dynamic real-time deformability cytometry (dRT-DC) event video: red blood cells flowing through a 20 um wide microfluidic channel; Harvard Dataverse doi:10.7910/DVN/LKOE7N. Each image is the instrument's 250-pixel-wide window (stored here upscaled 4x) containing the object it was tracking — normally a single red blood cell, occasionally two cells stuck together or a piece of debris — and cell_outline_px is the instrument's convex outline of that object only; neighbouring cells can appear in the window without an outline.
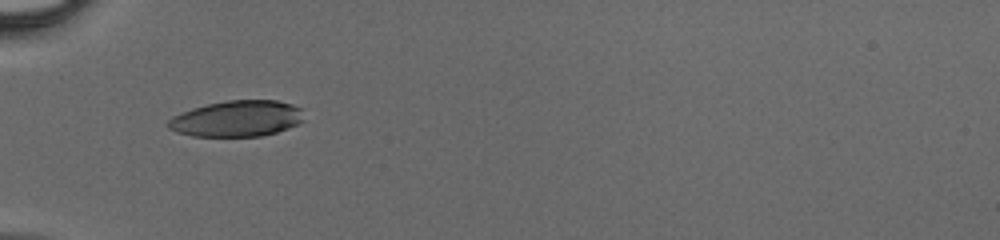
{"species": "human", "species_latin": "Homo sapiens", "temperature_condition": "cold", "stored_images_in_passage": 31, "camera_frame_rate_fps": 3000, "um_per_image_px": 0.085, "donor": {"sex": "male"}, "frame": {"image": 1, "passage_image": 1, "time_ms": 0.0, "image_size_px": [1000, 240], "cell_outline_px": [[304, 120], [300, 124], [276, 132], [260, 136], [192, 136], [176, 132], [168, 128], [164, 124], [172, 116], [192, 108], [208, 104], [228, 100], [276, 100], [292, 104], [304, 108]], "centroid_in_image_um": [20.16, 10.08], "position_along_channel_um": 64.8, "area_um2": 28.9}}
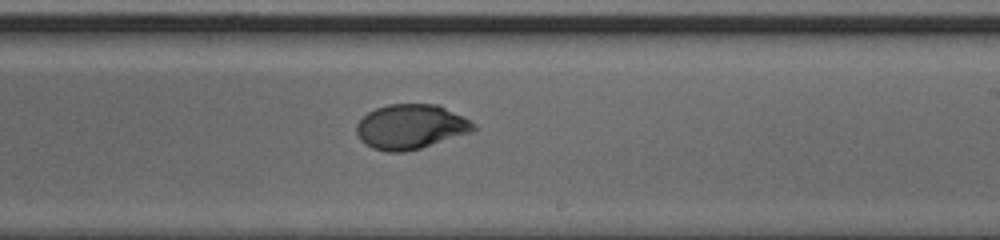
{"frame": {"image": 2, "passage_image": 14, "time_ms": 4.333, "image_size_px": [1000, 240], "cell_outline_px": [[480, 128], [472, 132], [420, 148], [404, 152], [388, 152], [372, 148], [364, 144], [360, 140], [356, 132], [356, 124], [368, 112], [376, 108], [388, 104], [436, 104], [476, 124]], "centroid_in_image_um": [34.89, 10.78], "position_along_channel_um": 254.1, "area_um2": 30.4}}
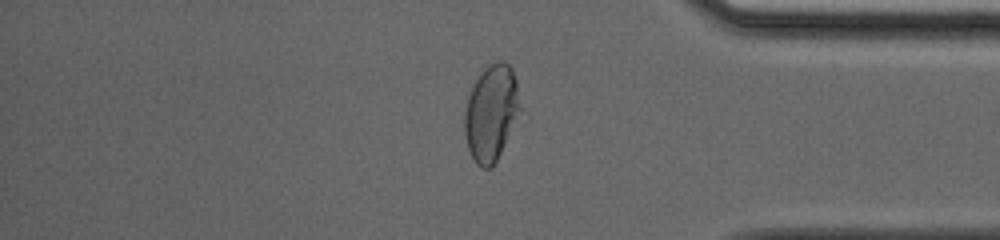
{"frame": {"image": 3, "passage_image": 24, "time_ms": 7.667, "image_size_px": [1000, 240], "cell_outline_px": [[520, 108], [500, 152], [492, 168], [480, 168], [476, 164], [468, 148], [464, 132], [464, 112], [468, 96], [472, 84], [480, 72], [484, 68], [496, 60], [504, 60], [512, 68], [516, 80]], "centroid_in_image_um": [41.71, 9.55], "position_along_channel_um": 393.5, "area_um2": 30.75}}